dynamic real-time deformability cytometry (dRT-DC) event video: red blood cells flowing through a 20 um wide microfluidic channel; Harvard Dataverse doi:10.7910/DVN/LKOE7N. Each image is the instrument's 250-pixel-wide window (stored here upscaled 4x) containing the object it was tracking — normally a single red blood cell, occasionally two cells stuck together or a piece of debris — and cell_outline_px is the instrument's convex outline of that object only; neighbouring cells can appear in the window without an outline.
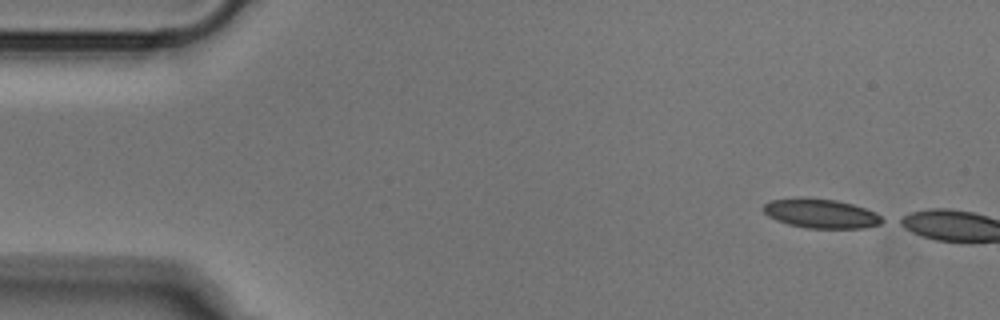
{"species": "Egyptian fruit bat (a non-hibernating species)", "species_latin": "Rousettus aegyptiacus", "temperature_condition": "cold", "stored_images_in_passage": 3, "camera_frame_rate_fps": 3000, "um_per_image_px": 0.085, "animal": {"sex": "male"}, "frame": {"image": 1, "passage_image": 1, "time_ms": 0.0, "image_size_px": [1000, 320], "cell_outline_px": [[888, 220], [880, 224], [864, 228], [804, 228], [788, 224], [776, 220], [768, 216], [764, 212], [764, 204], [772, 200], [800, 196], [836, 200], [852, 204], [876, 212]], "centroid_in_image_um": [69.8, 18.14], "position_along_channel_um": 15.2, "area_um2": 20.58}}